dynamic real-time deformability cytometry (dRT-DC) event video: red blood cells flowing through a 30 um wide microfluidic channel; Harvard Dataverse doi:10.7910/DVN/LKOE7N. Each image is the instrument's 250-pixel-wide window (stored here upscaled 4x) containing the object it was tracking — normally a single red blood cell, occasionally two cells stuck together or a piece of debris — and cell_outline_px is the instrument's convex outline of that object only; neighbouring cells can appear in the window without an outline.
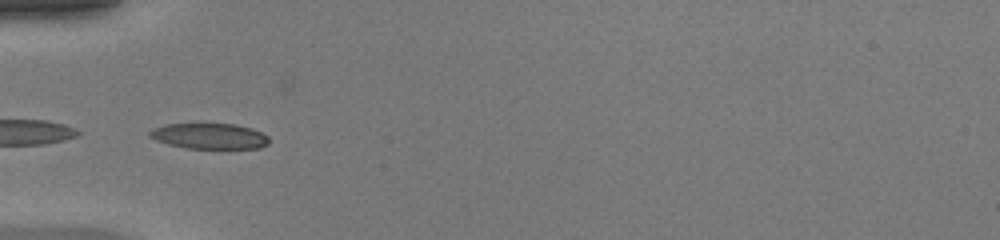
{"species": "common noctule bat (a hibernating species)", "species_latin": "Nyctalus noctula", "temperature_condition": "warm", "stored_images_in_passage": 46, "camera_frame_rate_fps": 3000, "um_per_image_px": 0.085, "animal": {"sex": "female", "body_mass_g": 20.0, "forearm_length_mm": 54.0}, "frame": {"image": 1, "passage_image": 18, "time_ms": 5.667, "image_size_px": [1000, 240], "cell_outline_px": [[268, 144], [260, 148], [184, 148], [168, 144], [156, 140], [148, 136], [148, 132], [152, 128], [164, 124], [236, 124], [252, 128], [268, 136]], "centroid_in_image_um": [17.77, 11.56], "position_along_channel_um": 67.2, "area_um2": 17.86}}
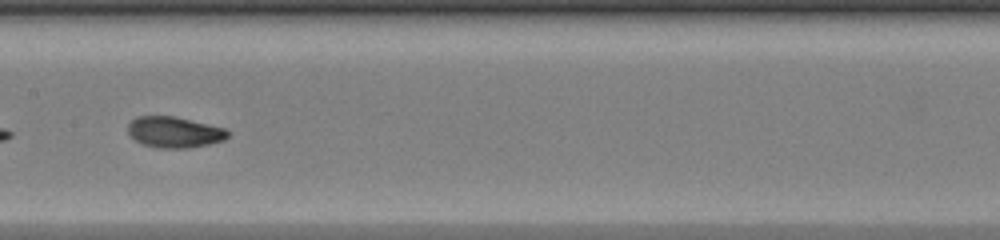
{"frame": {"image": 2, "passage_image": 27, "time_ms": 8.667, "image_size_px": [1000, 240], "cell_outline_px": [[228, 136], [224, 140], [208, 144], [188, 148], [156, 148], [144, 144], [136, 140], [128, 132], [128, 124], [136, 116], [176, 116], [224, 128], [228, 132]], "centroid_in_image_um": [14.81, 11.23], "position_along_channel_um": 192.6, "area_um2": 17.92}}
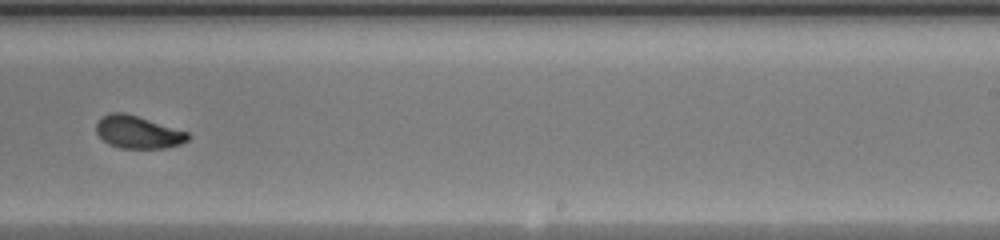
{"frame": {"image": 3, "passage_image": 33, "time_ms": 10.667, "image_size_px": [1000, 240], "cell_outline_px": [[192, 136], [188, 140], [180, 144], [164, 148], [120, 148], [108, 144], [96, 132], [96, 124], [100, 116], [112, 112], [124, 112], [188, 132]], "centroid_in_image_um": [11.71, 11.23], "position_along_channel_um": 277.3, "area_um2": 17.4}, "authors_computed_cell_mechanics": {"area_um2": 18.0914, "velocity_mm_per_s": 4.2423, "shape_relaxation_time_tau1_ms": 3.057, "shape_relaxation_time_tau2_ms": 1.3628, "deformation_change_tau1": 0.167, "deformation_change_tau2": 0.0637}}